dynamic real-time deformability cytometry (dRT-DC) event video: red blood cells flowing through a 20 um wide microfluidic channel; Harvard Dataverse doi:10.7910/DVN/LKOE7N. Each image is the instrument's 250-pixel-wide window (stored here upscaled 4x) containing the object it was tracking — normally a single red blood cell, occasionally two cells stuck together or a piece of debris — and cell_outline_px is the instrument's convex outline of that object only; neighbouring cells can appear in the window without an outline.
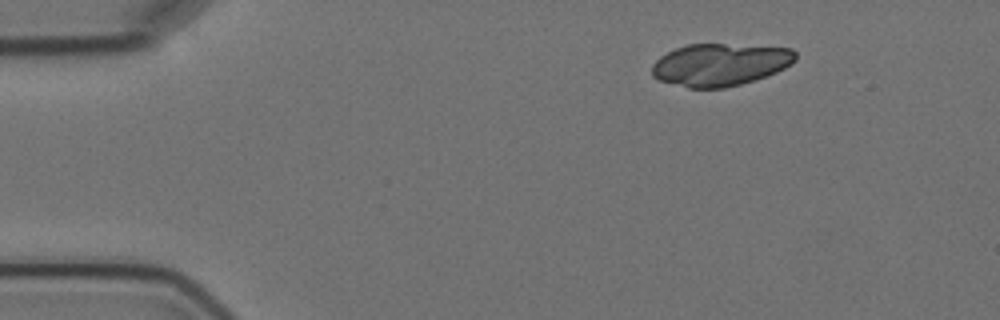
{"species": "Egyptian fruit bat (a non-hibernating species)", "species_latin": "Rousettus aegyptiacus", "temperature_condition": "cold", "stored_images_in_passage": 7, "camera_frame_rate_fps": 3000, "um_per_image_px": 0.085, "animal": {"sex": "female"}, "frame": {"image": 1, "passage_image": 1, "time_ms": 0.0, "image_size_px": [1000, 320], "cell_outline_px": [[796, 60], [792, 64], [776, 72], [740, 84], [724, 88], [688, 88], [660, 80], [652, 76], [652, 64], [660, 56], [676, 48], [688, 44], [724, 44], [792, 48], [796, 52]], "centroid_in_image_um": [61.2, 5.49], "position_along_channel_um": 23.8, "area_um2": 35.32}}
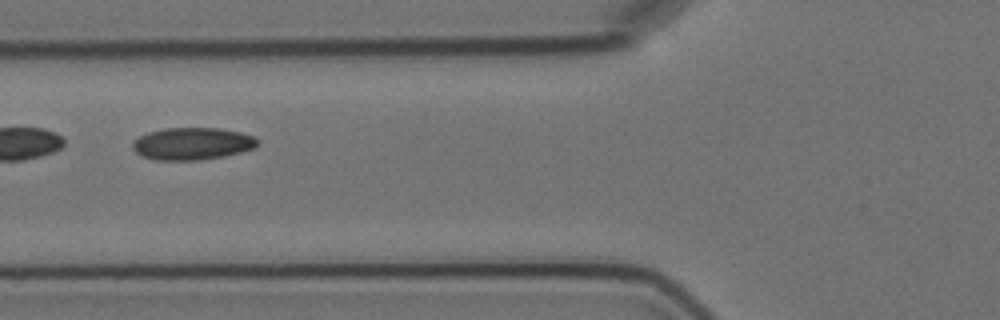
{"frame": {"image": 2, "passage_image": 5, "time_ms": 4.667, "image_size_px": [1000, 320], "cell_outline_px": [[260, 140], [256, 148], [224, 156], [200, 160], [156, 160], [144, 156], [136, 152], [132, 148], [132, 140], [148, 132], [164, 128], [220, 128], [240, 132], [252, 136]], "centroid_in_image_um": [16.35, 12.21], "position_along_channel_um": 109.4, "area_um2": 23.58}}
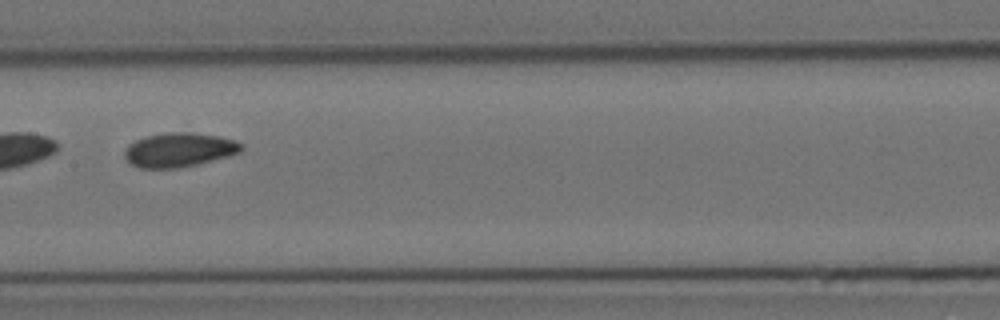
{"frame": {"image": 3, "passage_image": 7, "time_ms": 7.0, "image_size_px": [1000, 320], "cell_outline_px": [[244, 148], [240, 152], [228, 156], [180, 168], [140, 168], [132, 164], [124, 156], [124, 148], [128, 144], [136, 140], [148, 136], [168, 132], [188, 132], [220, 136], [236, 140], [244, 144]], "centroid_in_image_um": [15.24, 12.73], "position_along_channel_um": 192.2, "area_um2": 23.29}}